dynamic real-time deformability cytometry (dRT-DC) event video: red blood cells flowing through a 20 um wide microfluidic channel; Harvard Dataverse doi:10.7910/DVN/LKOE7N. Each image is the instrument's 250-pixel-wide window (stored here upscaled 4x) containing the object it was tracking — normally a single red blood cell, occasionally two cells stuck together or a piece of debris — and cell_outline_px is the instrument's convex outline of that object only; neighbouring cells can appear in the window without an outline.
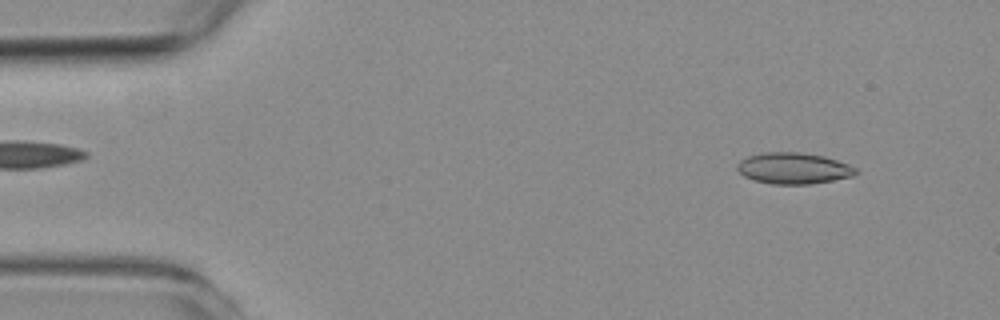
{"species": "common noctule bat (a hibernating species)", "species_latin": "Nyctalus noctula", "temperature_condition": "room temperature", "stored_images_in_passage": 16, "camera_frame_rate_fps": 3000, "um_per_image_px": 0.085, "animal": {"sex": "female", "body_mass_g": 19.3, "forearm_length_mm": 54.1}, "frame": {"image": 1, "passage_image": 5, "time_ms": 1.333, "image_size_px": [1000, 320], "cell_outline_px": [[860, 172], [852, 176], [812, 184], [772, 184], [752, 180], [744, 176], [736, 168], [736, 164], [740, 160], [748, 156], [764, 152], [800, 152], [824, 156], [848, 164], [856, 168]], "centroid_in_image_um": [67.43, 14.3], "position_along_channel_um": 17.6, "area_um2": 21.68}}
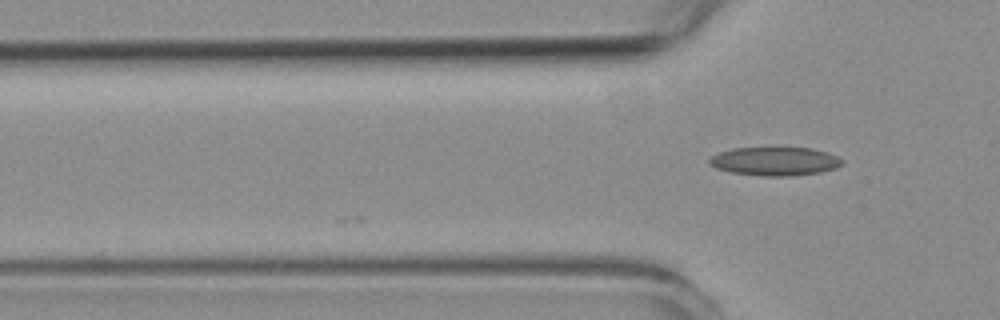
{"frame": {"image": 2, "passage_image": 16, "time_ms": 5.0, "image_size_px": [1000, 320], "cell_outline_px": [[844, 160], [836, 168], [820, 172], [792, 176], [760, 176], [732, 172], [716, 168], [708, 164], [708, 160], [712, 156], [720, 152], [732, 148], [812, 148], [828, 152]], "centroid_in_image_um": [65.86, 13.71], "position_along_channel_um": 59.9, "area_um2": 22.08}}